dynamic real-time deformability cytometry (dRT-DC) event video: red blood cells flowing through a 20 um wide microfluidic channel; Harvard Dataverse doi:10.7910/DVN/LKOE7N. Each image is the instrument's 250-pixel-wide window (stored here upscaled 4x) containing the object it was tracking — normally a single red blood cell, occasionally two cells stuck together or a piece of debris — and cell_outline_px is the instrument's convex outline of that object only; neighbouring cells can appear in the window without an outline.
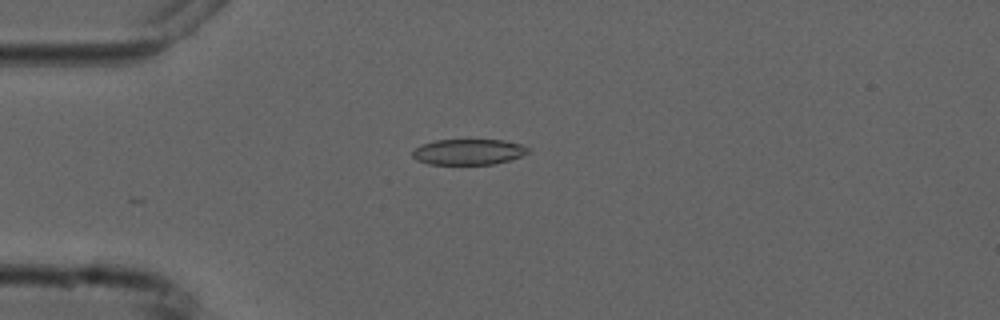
{"species": "common noctule bat (a hibernating species)", "species_latin": "Nyctalus noctula", "temperature_condition": "cold", "stored_images_in_passage": 5, "camera_frame_rate_fps": 3000, "um_per_image_px": 0.085, "animal": {"sex": "male", "forearm_length_mm": 52.5}, "frame": {"image": 1, "passage_image": 4, "time_ms": 3.667, "image_size_px": [1000, 320], "cell_outline_px": [[528, 152], [520, 156], [508, 160], [492, 164], [428, 164], [416, 160], [412, 156], [412, 152], [420, 144], [436, 140], [504, 140], [520, 144], [528, 148]], "centroid_in_image_um": [39.77, 12.91], "position_along_channel_um": 45.2, "area_um2": 17.17}}